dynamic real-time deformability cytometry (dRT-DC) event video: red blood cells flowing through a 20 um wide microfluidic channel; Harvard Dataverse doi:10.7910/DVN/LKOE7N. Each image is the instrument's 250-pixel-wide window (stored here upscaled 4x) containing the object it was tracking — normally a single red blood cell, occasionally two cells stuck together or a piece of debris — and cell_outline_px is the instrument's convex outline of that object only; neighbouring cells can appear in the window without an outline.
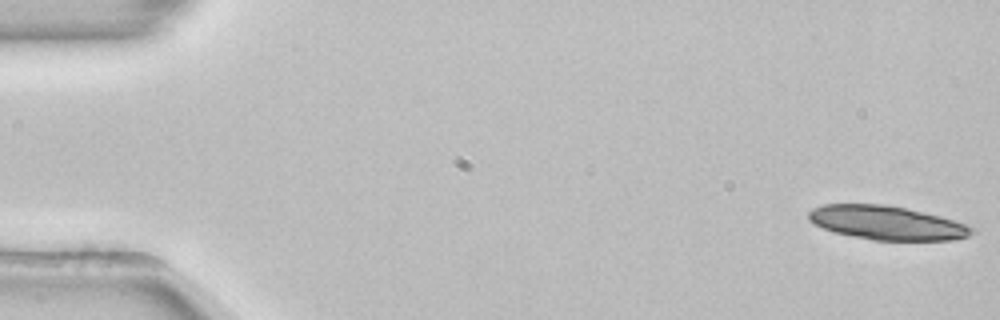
{"species": "common noctule bat (a hibernating species)", "species_latin": "Nyctalus noctula", "temperature_condition": "room temperature", "stored_images_in_passage": 38, "camera_frame_rate_fps": 3000, "um_per_image_px": 0.085, "animal": {"sex": "female", "body_mass_g": 22.7, "forearm_length_mm": 54.2}, "frame": {"image": 1, "passage_image": 1, "time_ms": 0.0, "image_size_px": [1000, 320], "cell_outline_px": [[976, 232], [968, 236], [952, 240], [872, 240], [836, 232], [824, 228], [808, 220], [808, 212], [812, 208], [824, 204], [884, 204], [904, 208], [940, 216], [976, 228]], "centroid_in_image_um": [75.38, 18.94], "position_along_channel_um": 9.6, "area_um2": 31.96}}